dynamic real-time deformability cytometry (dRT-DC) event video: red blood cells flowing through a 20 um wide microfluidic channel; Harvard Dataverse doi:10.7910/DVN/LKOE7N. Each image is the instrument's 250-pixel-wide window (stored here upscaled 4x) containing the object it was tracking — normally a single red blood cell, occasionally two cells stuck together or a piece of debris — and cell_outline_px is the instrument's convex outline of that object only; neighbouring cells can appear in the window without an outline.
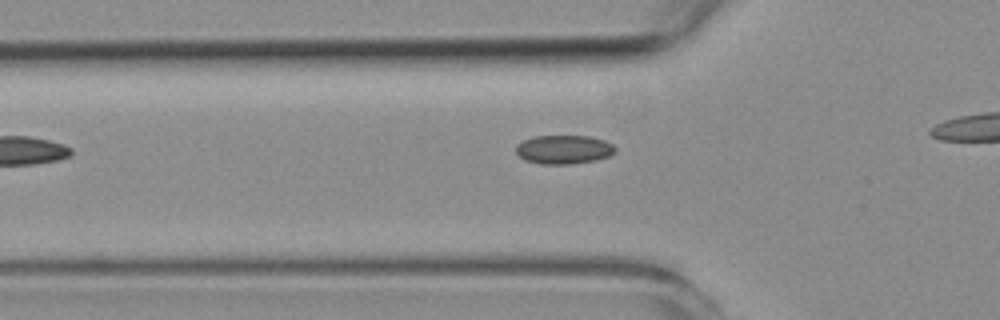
{"species": "common noctule bat (a hibernating species)", "species_latin": "Nyctalus noctula", "temperature_condition": "room temperature", "stored_images_in_passage": 29, "camera_frame_rate_fps": 3000, "um_per_image_px": 0.085, "animal": {"sex": "female", "body_mass_g": 19.3, "forearm_length_mm": 54.1}, "frame": {"image": 1, "passage_image": 3, "time_ms": 0.667, "image_size_px": [1000, 320], "cell_outline_px": [[616, 152], [608, 156], [596, 160], [572, 164], [540, 164], [524, 160], [516, 152], [516, 144], [532, 136], [588, 136], [604, 140], [612, 144], [616, 148]], "centroid_in_image_um": [47.91, 12.71], "position_along_channel_um": 77.9, "area_um2": 16.76}}
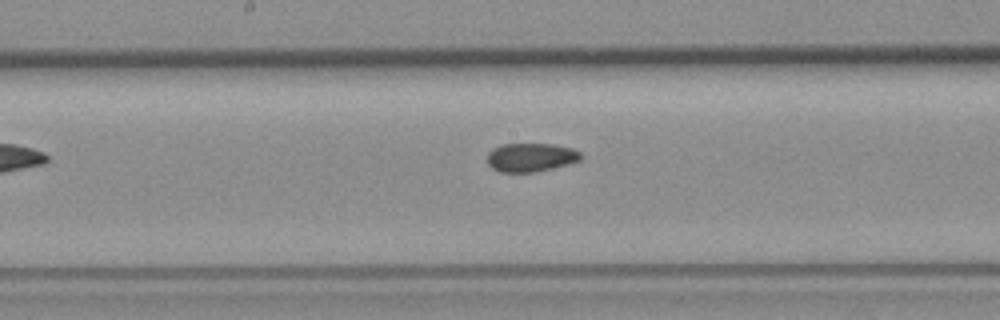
{"frame": {"image": 2, "passage_image": 13, "time_ms": 4.0, "image_size_px": [1000, 320], "cell_outline_px": [[584, 156], [580, 160], [568, 164], [536, 172], [500, 172], [492, 168], [488, 164], [488, 152], [492, 148], [500, 144], [552, 144], [572, 148], [580, 152]], "centroid_in_image_um": [45.12, 13.37], "position_along_channel_um": 203.1, "area_um2": 15.72}}
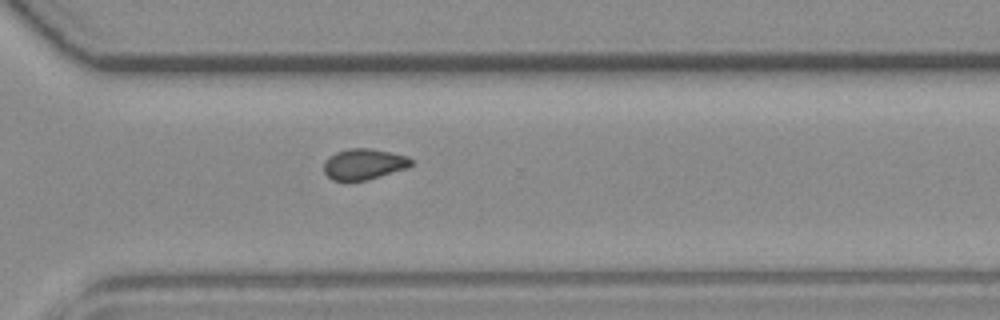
{"frame": {"image": 3, "passage_image": 24, "time_ms": 7.667, "image_size_px": [1000, 320], "cell_outline_px": [[412, 164], [408, 168], [368, 180], [332, 180], [324, 172], [324, 160], [328, 156], [336, 152], [348, 148], [372, 148], [408, 156], [412, 160]], "centroid_in_image_um": [30.93, 13.94], "position_along_channel_um": 339.7, "area_um2": 15.84}}